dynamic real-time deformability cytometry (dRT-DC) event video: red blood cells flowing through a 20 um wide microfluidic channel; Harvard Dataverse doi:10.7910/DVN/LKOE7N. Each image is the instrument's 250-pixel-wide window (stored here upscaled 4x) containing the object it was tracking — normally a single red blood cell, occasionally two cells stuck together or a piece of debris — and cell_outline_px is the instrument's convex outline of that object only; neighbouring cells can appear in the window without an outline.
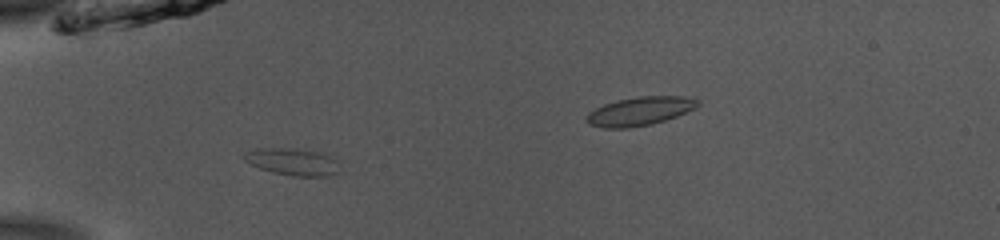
{"species": "common noctule bat (a hibernating species)", "species_latin": "Nyctalus noctula", "temperature_condition": "room temperature", "stored_images_in_passage": 33, "camera_frame_rate_fps": 3000, "um_per_image_px": 0.085, "animal": {"sex": "male", "body_mass_g": 13.0, "forearm_length_mm": 53.1}, "frame": {"image": 1, "passage_image": 2, "time_ms": 0.333, "image_size_px": [1000, 240], "cell_outline_px": [[340, 172], [328, 176], [292, 176], [272, 172], [260, 168], [244, 160], [244, 152], [260, 148], [288, 148], [316, 152], [328, 156], [332, 160]], "centroid_in_image_um": [24.81, 13.76], "position_along_channel_um": 60.2, "area_um2": 14.57}}
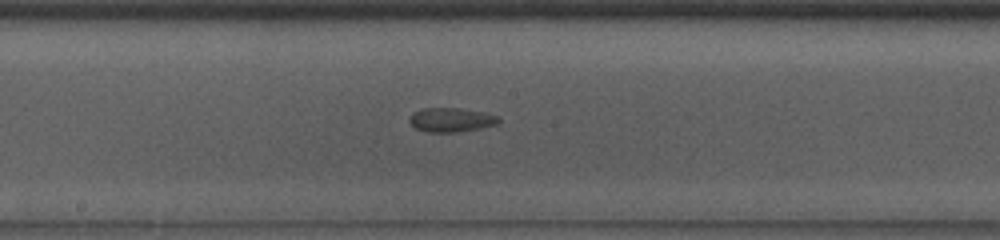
{"frame": {"image": 2, "passage_image": 14, "time_ms": 4.333, "image_size_px": [1000, 240], "cell_outline_px": [[500, 124], [480, 128], [456, 132], [428, 132], [416, 128], [408, 120], [412, 112], [420, 108], [460, 108], [484, 112], [496, 116], [500, 120]], "centroid_in_image_um": [38.34, 10.18], "position_along_channel_um": 209.9, "area_um2": 12.6}}
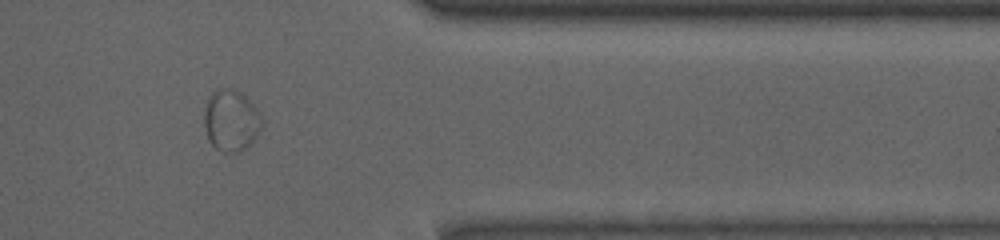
{"frame": {"image": 3, "passage_image": 29, "time_ms": 9.333, "image_size_px": [1000, 240], "cell_outline_px": [[264, 124], [256, 136], [240, 152], [224, 152], [216, 148], [208, 140], [204, 124], [204, 108], [208, 96], [216, 88], [232, 88], [240, 92], [256, 108]], "centroid_in_image_um": [19.61, 10.22], "position_along_channel_um": 391.8, "area_um2": 20.63}}